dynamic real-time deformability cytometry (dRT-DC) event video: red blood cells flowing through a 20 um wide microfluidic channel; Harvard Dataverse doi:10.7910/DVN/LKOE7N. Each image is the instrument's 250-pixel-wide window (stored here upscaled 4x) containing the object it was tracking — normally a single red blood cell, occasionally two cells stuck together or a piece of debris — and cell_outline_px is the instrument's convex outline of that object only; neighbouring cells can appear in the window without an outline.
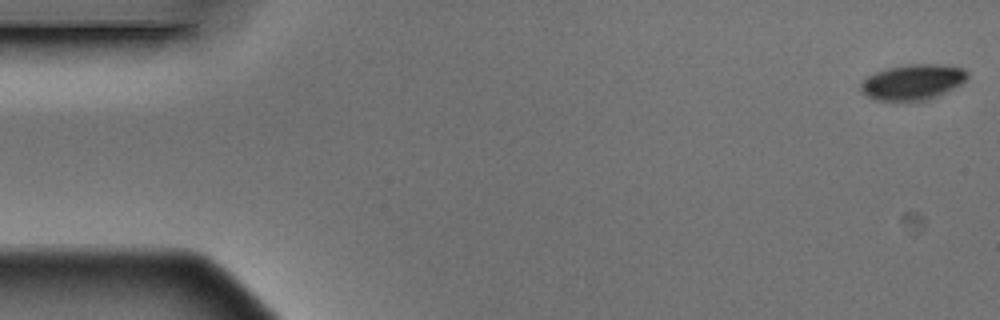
{"species": "Egyptian fruit bat (a non-hibernating species)", "species_latin": "Rousettus aegyptiacus", "temperature_condition": "warm", "stored_images_in_passage": 7, "camera_frame_rate_fps": 3000, "um_per_image_px": 0.085, "animal": {"sex": "male"}, "frame": {"image": 1, "passage_image": 1, "time_ms": 0.0, "image_size_px": [1000, 320], "cell_outline_px": [[968, 76], [960, 84], [936, 96], [924, 100], [876, 100], [860, 92], [860, 84], [868, 76], [884, 68], [908, 64], [936, 64], [964, 68], [968, 72]], "centroid_in_image_um": [77.55, 6.96], "position_along_channel_um": 7.5, "area_um2": 21.79}}
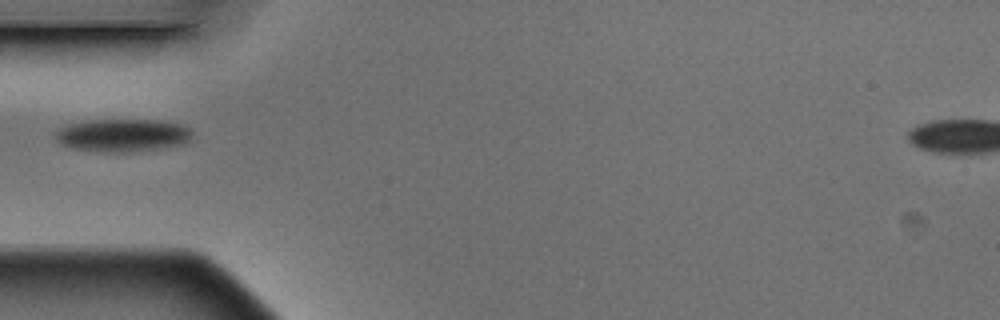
{"frame": {"image": 2, "passage_image": 5, "time_ms": 1.333, "image_size_px": [1000, 320], "cell_outline_px": [[192, 132], [188, 140], [180, 144], [152, 148], [116, 152], [76, 148], [64, 144], [56, 140], [56, 132], [64, 124], [84, 120], [156, 120], [180, 124], [188, 128]], "centroid_in_image_um": [10.36, 11.45], "position_along_channel_um": 74.6, "area_um2": 25.26}}
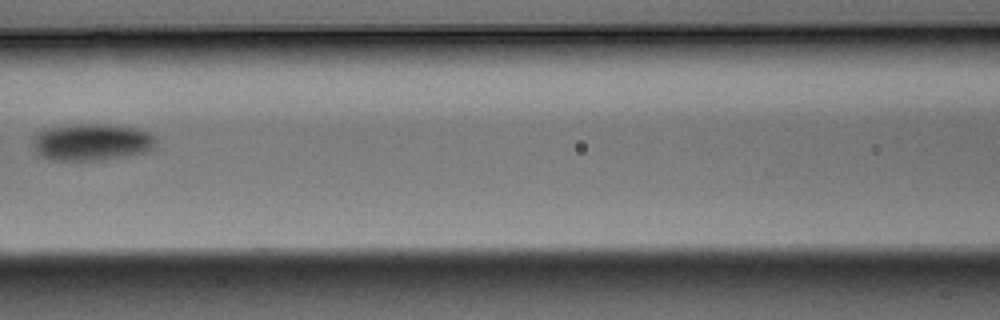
{"frame": {"image": 3, "passage_image": 7, "time_ms": 2.0, "image_size_px": [1000, 320], "cell_outline_px": [[156, 140], [152, 148], [144, 152], [104, 160], [52, 160], [40, 156], [36, 152], [36, 136], [44, 128], [76, 124], [108, 124], [136, 128], [148, 132]], "centroid_in_image_um": [7.81, 12.07], "position_along_channel_um": 158.8, "area_um2": 26.13}}